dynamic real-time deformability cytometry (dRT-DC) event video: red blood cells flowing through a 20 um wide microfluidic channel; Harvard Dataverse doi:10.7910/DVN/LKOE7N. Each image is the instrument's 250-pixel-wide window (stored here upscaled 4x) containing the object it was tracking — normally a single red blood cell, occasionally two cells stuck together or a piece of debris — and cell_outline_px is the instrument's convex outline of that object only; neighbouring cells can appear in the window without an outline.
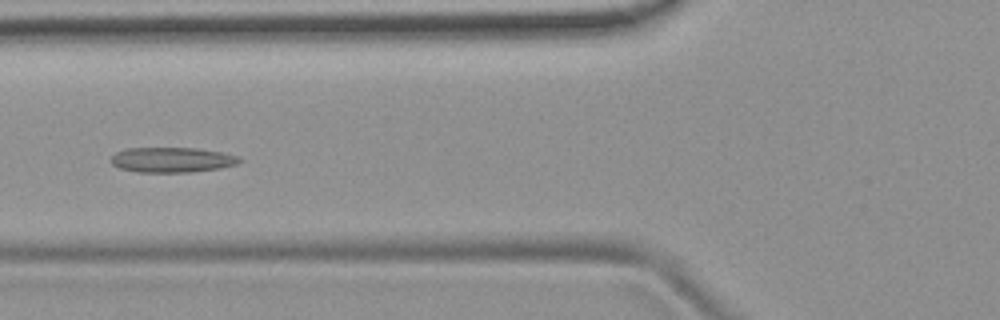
{"species": "common noctule bat (a hibernating species)", "species_latin": "Nyctalus noctula", "temperature_condition": "room temperature", "stored_images_in_passage": 5, "camera_frame_rate_fps": 3000, "um_per_image_px": 0.085, "animal": {"sex": "female", "body_mass_g": 19.9}, "frame": {"image": 1, "passage_image": 5, "time_ms": 1.333, "image_size_px": [1000, 320], "cell_outline_px": [[244, 160], [236, 164], [220, 168], [192, 172], [136, 172], [120, 168], [112, 164], [108, 160], [116, 152], [124, 148], [196, 148], [220, 152], [240, 156]], "centroid_in_image_um": [14.61, 13.58], "position_along_channel_um": 111.2, "area_um2": 18.96}}